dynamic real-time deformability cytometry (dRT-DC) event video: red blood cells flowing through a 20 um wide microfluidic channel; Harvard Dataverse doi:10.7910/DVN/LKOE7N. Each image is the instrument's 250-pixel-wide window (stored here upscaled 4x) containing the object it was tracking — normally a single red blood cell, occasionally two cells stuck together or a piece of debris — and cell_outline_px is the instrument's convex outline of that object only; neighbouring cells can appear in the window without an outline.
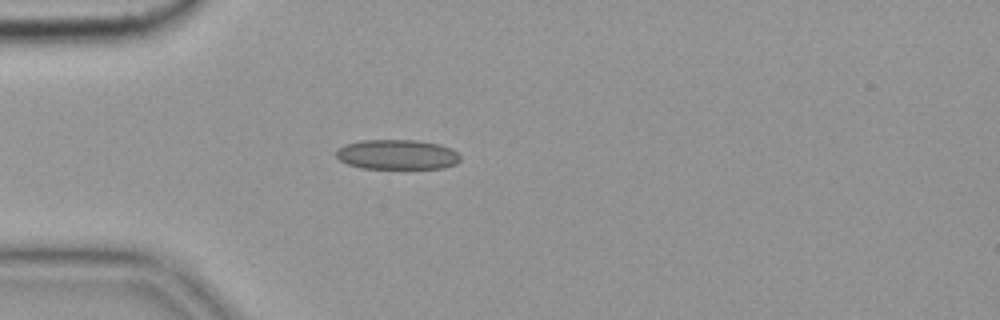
{"species": "common noctule bat (a hibernating species)", "species_latin": "Nyctalus noctula", "temperature_condition": "cold", "stored_images_in_passage": 1, "camera_frame_rate_fps": 3000, "um_per_image_px": 0.085, "animal": {"sex": "female", "body_mass_g": 19.9}, "frame": {"image": 1, "passage_image": 1, "time_ms": 0.0, "image_size_px": [1000, 320], "cell_outline_px": [[460, 160], [456, 164], [444, 168], [360, 168], [348, 164], [340, 160], [336, 156], [336, 148], [344, 144], [360, 140], [416, 140], [440, 144], [452, 148], [460, 156]], "centroid_in_image_um": [33.75, 13.13], "position_along_channel_um": 51.3, "area_um2": 21.79}}